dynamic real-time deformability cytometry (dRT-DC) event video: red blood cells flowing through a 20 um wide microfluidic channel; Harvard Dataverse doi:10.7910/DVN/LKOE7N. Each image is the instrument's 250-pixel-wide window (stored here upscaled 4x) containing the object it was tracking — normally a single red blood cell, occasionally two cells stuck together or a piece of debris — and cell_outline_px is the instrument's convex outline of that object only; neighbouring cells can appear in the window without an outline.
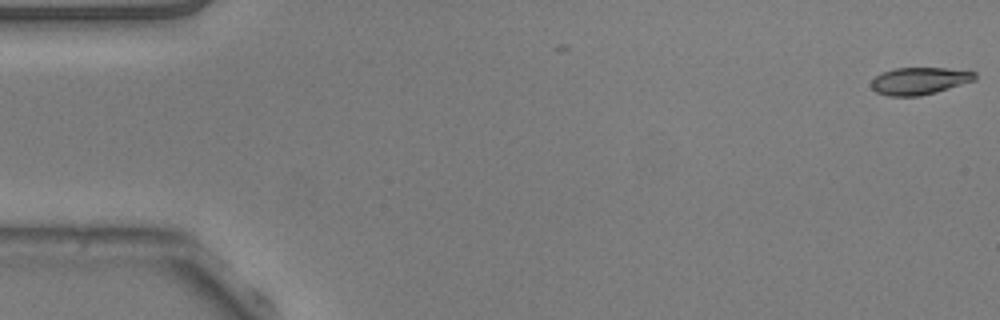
{"species": "common noctule bat (a hibernating species)", "species_latin": "Nyctalus noctula", "temperature_condition": "warm", "stored_images_in_passage": 4, "camera_frame_rate_fps": 3000, "um_per_image_px": 0.085, "animal": {"sex": "male", "body_mass_g": 20.5, "forearm_length_mm": 52.5}, "frame": {"image": 1, "passage_image": 4, "time_ms": 1.0, "image_size_px": [1000, 320], "cell_outline_px": [[976, 80], [936, 92], [920, 96], [888, 96], [876, 92], [872, 88], [872, 80], [880, 72], [896, 68], [948, 68], [976, 72]], "centroid_in_image_um": [78.15, 6.87], "position_along_channel_um": 6.8, "area_um2": 16.47}}